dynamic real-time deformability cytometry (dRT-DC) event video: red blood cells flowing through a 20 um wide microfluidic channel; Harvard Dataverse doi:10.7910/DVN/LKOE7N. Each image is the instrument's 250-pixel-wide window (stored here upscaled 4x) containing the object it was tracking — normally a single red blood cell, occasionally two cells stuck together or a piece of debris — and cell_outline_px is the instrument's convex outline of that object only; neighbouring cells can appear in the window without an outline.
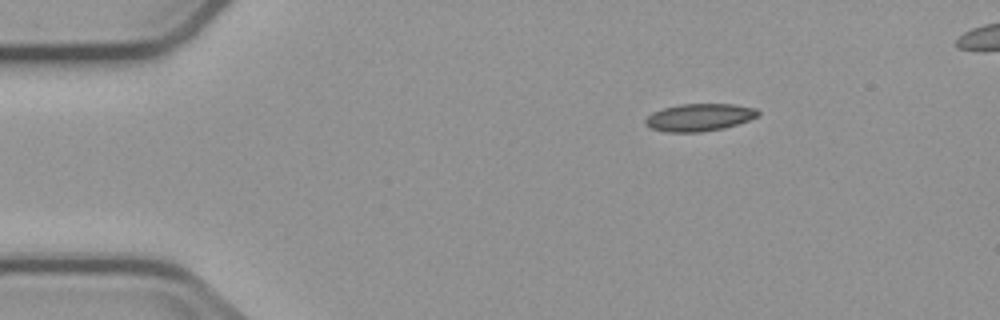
{"species": "common noctule bat (a hibernating species)", "species_latin": "Nyctalus noctula", "temperature_condition": "cold", "stored_images_in_passage": 4, "camera_frame_rate_fps": 3000, "um_per_image_px": 0.085, "animal": {"sex": "male", "body_mass_g": 23.1, "forearm_length_mm": 52.7}, "frame": {"image": 1, "passage_image": 1, "time_ms": 0.0, "image_size_px": [1000, 320], "cell_outline_px": [[760, 116], [724, 128], [700, 132], [664, 132], [652, 128], [644, 124], [644, 120], [652, 112], [664, 108], [680, 104], [736, 104], [756, 108], [760, 112]], "centroid_in_image_um": [59.45, 9.97], "position_along_channel_um": 25.5, "area_um2": 18.09}}